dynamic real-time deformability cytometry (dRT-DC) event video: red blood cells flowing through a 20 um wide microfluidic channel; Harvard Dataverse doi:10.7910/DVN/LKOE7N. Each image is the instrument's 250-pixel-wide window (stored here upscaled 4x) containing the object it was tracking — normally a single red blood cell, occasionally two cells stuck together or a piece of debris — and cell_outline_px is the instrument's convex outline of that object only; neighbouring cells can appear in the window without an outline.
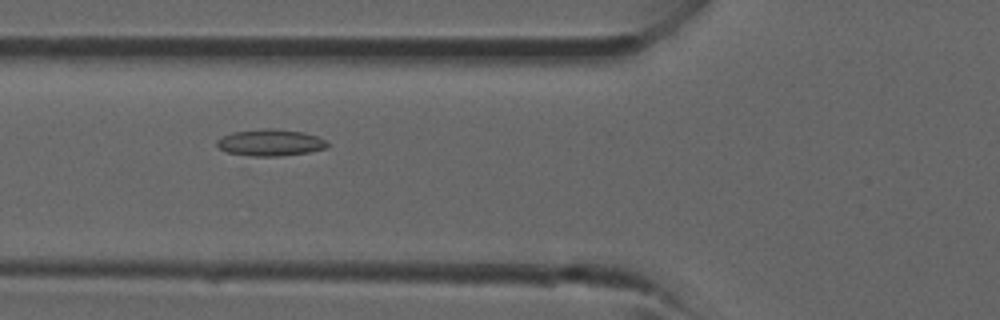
{"species": "common noctule bat (a hibernating species)", "species_latin": "Nyctalus noctula", "temperature_condition": "room temperature", "stored_images_in_passage": 33, "camera_frame_rate_fps": 3000, "um_per_image_px": 0.085, "animal": {"sex": "male", "forearm_length_mm": 52.5}, "frame": {"image": 1, "passage_image": 12, "time_ms": 3.667, "image_size_px": [1000, 320], "cell_outline_px": [[328, 148], [308, 152], [280, 156], [252, 156], [228, 152], [220, 148], [216, 144], [216, 140], [232, 132], [268, 128], [272, 128], [304, 132], [316, 136], [324, 140], [328, 144]], "centroid_in_image_um": [22.99, 12.12], "position_along_channel_um": 102.8, "area_um2": 16.99}}
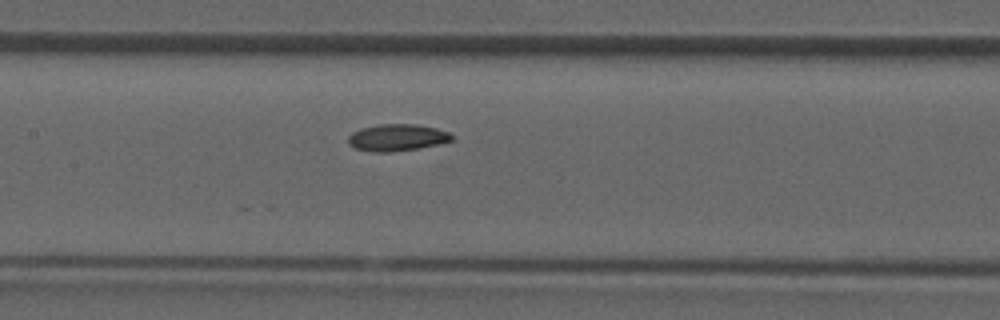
{"frame": {"image": 2, "passage_image": 16, "time_ms": 5.0, "image_size_px": [1000, 320], "cell_outline_px": [[452, 140], [420, 148], [388, 152], [372, 152], [356, 148], [348, 144], [348, 136], [352, 132], [360, 128], [380, 124], [416, 124], [436, 128], [448, 132], [452, 136]], "centroid_in_image_um": [33.71, 11.69], "position_along_channel_um": 173.7, "area_um2": 16.13}}
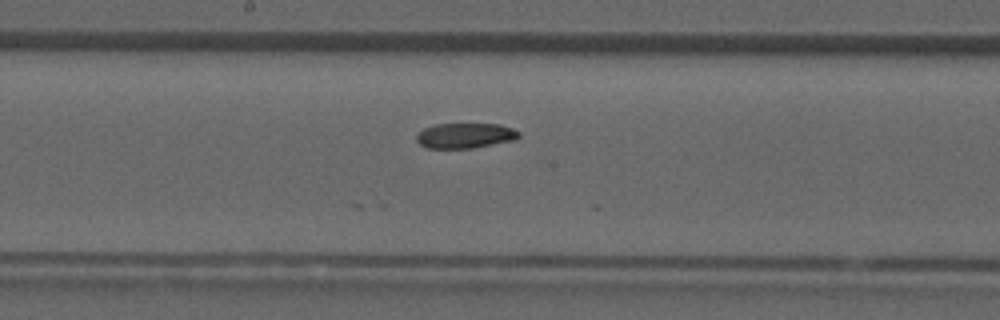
{"frame": {"image": 3, "passage_image": 18, "time_ms": 5.667, "image_size_px": [1000, 320], "cell_outline_px": [[520, 136], [516, 140], [472, 148], [428, 148], [420, 144], [416, 140], [416, 136], [424, 128], [436, 124], [500, 124], [512, 128], [520, 132]], "centroid_in_image_um": [39.57, 11.52], "position_along_channel_um": 208.6, "area_um2": 15.03}}